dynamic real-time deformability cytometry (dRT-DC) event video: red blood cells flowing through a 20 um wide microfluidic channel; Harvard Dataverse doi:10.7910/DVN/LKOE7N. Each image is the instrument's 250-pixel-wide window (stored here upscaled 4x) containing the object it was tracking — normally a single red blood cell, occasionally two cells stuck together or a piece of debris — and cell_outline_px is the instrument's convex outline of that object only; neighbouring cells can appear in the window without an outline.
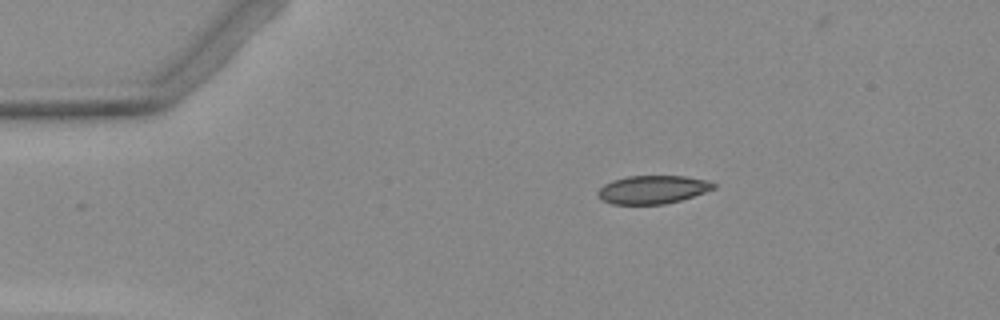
{"species": "Egyptian fruit bat (a non-hibernating species)", "species_latin": "Rousettus aegyptiacus", "temperature_condition": "warm", "stored_images_in_passage": 3, "camera_frame_rate_fps": 3000, "um_per_image_px": 0.085, "animal": {"sex": "female"}, "frame": {"image": 1, "passage_image": 1, "time_ms": 0.0, "image_size_px": [1000, 320], "cell_outline_px": [[716, 188], [680, 200], [664, 204], [612, 204], [604, 200], [596, 192], [604, 184], [612, 180], [628, 176], [684, 176], [708, 180], [716, 184]], "centroid_in_image_um": [55.49, 16.1], "position_along_channel_um": 29.5, "area_um2": 18.9}}
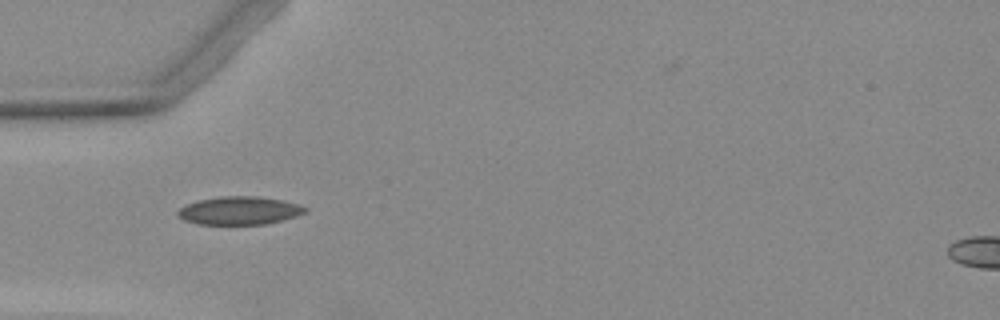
{"frame": {"image": 2, "passage_image": 3, "time_ms": 2.333, "image_size_px": [1000, 320], "cell_outline_px": [[308, 212], [296, 216], [264, 224], [196, 224], [184, 220], [176, 216], [176, 212], [184, 204], [200, 200], [220, 196], [256, 196], [284, 200], [300, 204], [308, 208]], "centroid_in_image_um": [20.34, 17.89], "position_along_channel_um": 64.7, "area_um2": 21.04}}